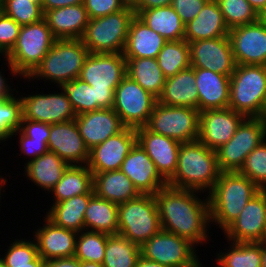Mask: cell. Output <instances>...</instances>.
Wrapping results in <instances>:
<instances>
[{
    "label": "cell",
    "mask_w": 266,
    "mask_h": 267,
    "mask_svg": "<svg viewBox=\"0 0 266 267\" xmlns=\"http://www.w3.org/2000/svg\"><path fill=\"white\" fill-rule=\"evenodd\" d=\"M196 193L199 191L167 185L154 195L162 229L188 239L195 246L208 240L211 223L208 196L200 199Z\"/></svg>",
    "instance_id": "6da1fadb"
},
{
    "label": "cell",
    "mask_w": 266,
    "mask_h": 267,
    "mask_svg": "<svg viewBox=\"0 0 266 267\" xmlns=\"http://www.w3.org/2000/svg\"><path fill=\"white\" fill-rule=\"evenodd\" d=\"M220 173L215 150L209 149L199 140L181 143L176 172L167 185L200 193L210 192Z\"/></svg>",
    "instance_id": "7a4b0ae2"
},
{
    "label": "cell",
    "mask_w": 266,
    "mask_h": 267,
    "mask_svg": "<svg viewBox=\"0 0 266 267\" xmlns=\"http://www.w3.org/2000/svg\"><path fill=\"white\" fill-rule=\"evenodd\" d=\"M260 190L239 171H222L212 190L207 192L211 222L224 231Z\"/></svg>",
    "instance_id": "3957f363"
},
{
    "label": "cell",
    "mask_w": 266,
    "mask_h": 267,
    "mask_svg": "<svg viewBox=\"0 0 266 267\" xmlns=\"http://www.w3.org/2000/svg\"><path fill=\"white\" fill-rule=\"evenodd\" d=\"M228 108L246 118H266V66L236 65Z\"/></svg>",
    "instance_id": "277c9868"
},
{
    "label": "cell",
    "mask_w": 266,
    "mask_h": 267,
    "mask_svg": "<svg viewBox=\"0 0 266 267\" xmlns=\"http://www.w3.org/2000/svg\"><path fill=\"white\" fill-rule=\"evenodd\" d=\"M56 40L44 18L21 26L14 47L4 56L11 74L26 80L41 64Z\"/></svg>",
    "instance_id": "5b68a950"
},
{
    "label": "cell",
    "mask_w": 266,
    "mask_h": 267,
    "mask_svg": "<svg viewBox=\"0 0 266 267\" xmlns=\"http://www.w3.org/2000/svg\"><path fill=\"white\" fill-rule=\"evenodd\" d=\"M90 52L81 39H57L41 64L27 78L46 79L62 87L79 78L83 64ZM39 77V78H38Z\"/></svg>",
    "instance_id": "8992f818"
},
{
    "label": "cell",
    "mask_w": 266,
    "mask_h": 267,
    "mask_svg": "<svg viewBox=\"0 0 266 267\" xmlns=\"http://www.w3.org/2000/svg\"><path fill=\"white\" fill-rule=\"evenodd\" d=\"M134 16L133 7L127 5L116 13L89 19L81 40L90 53H123Z\"/></svg>",
    "instance_id": "52a82bcc"
},
{
    "label": "cell",
    "mask_w": 266,
    "mask_h": 267,
    "mask_svg": "<svg viewBox=\"0 0 266 267\" xmlns=\"http://www.w3.org/2000/svg\"><path fill=\"white\" fill-rule=\"evenodd\" d=\"M162 229L154 195L140 194L118 205V234L142 246Z\"/></svg>",
    "instance_id": "ba28073f"
},
{
    "label": "cell",
    "mask_w": 266,
    "mask_h": 267,
    "mask_svg": "<svg viewBox=\"0 0 266 267\" xmlns=\"http://www.w3.org/2000/svg\"><path fill=\"white\" fill-rule=\"evenodd\" d=\"M200 111L185 106H166L156 102L145 127L180 143L199 138Z\"/></svg>",
    "instance_id": "9c48e42d"
},
{
    "label": "cell",
    "mask_w": 266,
    "mask_h": 267,
    "mask_svg": "<svg viewBox=\"0 0 266 267\" xmlns=\"http://www.w3.org/2000/svg\"><path fill=\"white\" fill-rule=\"evenodd\" d=\"M266 138V118H246L234 136L216 151L219 170L239 171L248 154Z\"/></svg>",
    "instance_id": "30bf717a"
},
{
    "label": "cell",
    "mask_w": 266,
    "mask_h": 267,
    "mask_svg": "<svg viewBox=\"0 0 266 267\" xmlns=\"http://www.w3.org/2000/svg\"><path fill=\"white\" fill-rule=\"evenodd\" d=\"M157 98L126 75L114 92L113 110L126 127L137 129L147 124Z\"/></svg>",
    "instance_id": "8fae6325"
},
{
    "label": "cell",
    "mask_w": 266,
    "mask_h": 267,
    "mask_svg": "<svg viewBox=\"0 0 266 267\" xmlns=\"http://www.w3.org/2000/svg\"><path fill=\"white\" fill-rule=\"evenodd\" d=\"M188 239L161 229L140 247L144 258L168 267H195L200 261Z\"/></svg>",
    "instance_id": "7c38bea8"
},
{
    "label": "cell",
    "mask_w": 266,
    "mask_h": 267,
    "mask_svg": "<svg viewBox=\"0 0 266 267\" xmlns=\"http://www.w3.org/2000/svg\"><path fill=\"white\" fill-rule=\"evenodd\" d=\"M126 75L123 53H90L79 79L91 85L94 90H115Z\"/></svg>",
    "instance_id": "4fadbf2b"
},
{
    "label": "cell",
    "mask_w": 266,
    "mask_h": 267,
    "mask_svg": "<svg viewBox=\"0 0 266 267\" xmlns=\"http://www.w3.org/2000/svg\"><path fill=\"white\" fill-rule=\"evenodd\" d=\"M190 63L193 68L211 70L231 76L236 68L229 36L189 42Z\"/></svg>",
    "instance_id": "5bb4252c"
},
{
    "label": "cell",
    "mask_w": 266,
    "mask_h": 267,
    "mask_svg": "<svg viewBox=\"0 0 266 267\" xmlns=\"http://www.w3.org/2000/svg\"><path fill=\"white\" fill-rule=\"evenodd\" d=\"M61 93L32 94L22 99L23 118L46 124L73 121L76 113L63 88Z\"/></svg>",
    "instance_id": "9a60e30c"
},
{
    "label": "cell",
    "mask_w": 266,
    "mask_h": 267,
    "mask_svg": "<svg viewBox=\"0 0 266 267\" xmlns=\"http://www.w3.org/2000/svg\"><path fill=\"white\" fill-rule=\"evenodd\" d=\"M266 190H260L245 205L238 218L223 232L228 242H265Z\"/></svg>",
    "instance_id": "2e32d148"
},
{
    "label": "cell",
    "mask_w": 266,
    "mask_h": 267,
    "mask_svg": "<svg viewBox=\"0 0 266 267\" xmlns=\"http://www.w3.org/2000/svg\"><path fill=\"white\" fill-rule=\"evenodd\" d=\"M236 65L266 66V25L260 20L229 31Z\"/></svg>",
    "instance_id": "e0dca14e"
},
{
    "label": "cell",
    "mask_w": 266,
    "mask_h": 267,
    "mask_svg": "<svg viewBox=\"0 0 266 267\" xmlns=\"http://www.w3.org/2000/svg\"><path fill=\"white\" fill-rule=\"evenodd\" d=\"M245 119L231 108L201 111L198 140L209 149L217 150L234 136Z\"/></svg>",
    "instance_id": "ac0fdd59"
},
{
    "label": "cell",
    "mask_w": 266,
    "mask_h": 267,
    "mask_svg": "<svg viewBox=\"0 0 266 267\" xmlns=\"http://www.w3.org/2000/svg\"><path fill=\"white\" fill-rule=\"evenodd\" d=\"M136 143V130L126 127L120 133L109 137L91 149L87 165L93 175L106 171L120 170L125 157Z\"/></svg>",
    "instance_id": "d6986e66"
},
{
    "label": "cell",
    "mask_w": 266,
    "mask_h": 267,
    "mask_svg": "<svg viewBox=\"0 0 266 267\" xmlns=\"http://www.w3.org/2000/svg\"><path fill=\"white\" fill-rule=\"evenodd\" d=\"M48 151L57 154L68 165H87L90 151L73 121L50 125Z\"/></svg>",
    "instance_id": "ffe728a7"
},
{
    "label": "cell",
    "mask_w": 266,
    "mask_h": 267,
    "mask_svg": "<svg viewBox=\"0 0 266 267\" xmlns=\"http://www.w3.org/2000/svg\"><path fill=\"white\" fill-rule=\"evenodd\" d=\"M136 130L137 142L154 162L160 176L168 182L175 174L181 143L148 130L145 126Z\"/></svg>",
    "instance_id": "44dd1931"
},
{
    "label": "cell",
    "mask_w": 266,
    "mask_h": 267,
    "mask_svg": "<svg viewBox=\"0 0 266 267\" xmlns=\"http://www.w3.org/2000/svg\"><path fill=\"white\" fill-rule=\"evenodd\" d=\"M74 120L89 151L126 128L113 108L85 112Z\"/></svg>",
    "instance_id": "7402d4cb"
},
{
    "label": "cell",
    "mask_w": 266,
    "mask_h": 267,
    "mask_svg": "<svg viewBox=\"0 0 266 267\" xmlns=\"http://www.w3.org/2000/svg\"><path fill=\"white\" fill-rule=\"evenodd\" d=\"M120 170L129 177L140 194L155 195L167 186L154 162L138 142L125 157Z\"/></svg>",
    "instance_id": "603a6c76"
},
{
    "label": "cell",
    "mask_w": 266,
    "mask_h": 267,
    "mask_svg": "<svg viewBox=\"0 0 266 267\" xmlns=\"http://www.w3.org/2000/svg\"><path fill=\"white\" fill-rule=\"evenodd\" d=\"M34 233L39 256L43 260L73 257L78 232L55 225L47 217Z\"/></svg>",
    "instance_id": "cb8c5ba5"
},
{
    "label": "cell",
    "mask_w": 266,
    "mask_h": 267,
    "mask_svg": "<svg viewBox=\"0 0 266 267\" xmlns=\"http://www.w3.org/2000/svg\"><path fill=\"white\" fill-rule=\"evenodd\" d=\"M198 92V110L228 108L230 101V76L211 70L195 68Z\"/></svg>",
    "instance_id": "d4e9b609"
},
{
    "label": "cell",
    "mask_w": 266,
    "mask_h": 267,
    "mask_svg": "<svg viewBox=\"0 0 266 267\" xmlns=\"http://www.w3.org/2000/svg\"><path fill=\"white\" fill-rule=\"evenodd\" d=\"M44 19L56 39H81L90 18L78 4L45 11Z\"/></svg>",
    "instance_id": "484cf974"
},
{
    "label": "cell",
    "mask_w": 266,
    "mask_h": 267,
    "mask_svg": "<svg viewBox=\"0 0 266 267\" xmlns=\"http://www.w3.org/2000/svg\"><path fill=\"white\" fill-rule=\"evenodd\" d=\"M229 31L218 2L208 0L198 15L185 24L184 40L189 43L224 37L229 36Z\"/></svg>",
    "instance_id": "4316f807"
},
{
    "label": "cell",
    "mask_w": 266,
    "mask_h": 267,
    "mask_svg": "<svg viewBox=\"0 0 266 267\" xmlns=\"http://www.w3.org/2000/svg\"><path fill=\"white\" fill-rule=\"evenodd\" d=\"M195 81V68L192 66L166 78L157 102L166 106H185L198 110V92Z\"/></svg>",
    "instance_id": "83f0119b"
},
{
    "label": "cell",
    "mask_w": 266,
    "mask_h": 267,
    "mask_svg": "<svg viewBox=\"0 0 266 267\" xmlns=\"http://www.w3.org/2000/svg\"><path fill=\"white\" fill-rule=\"evenodd\" d=\"M167 40L150 29L136 14L131 20L123 55L125 58H157Z\"/></svg>",
    "instance_id": "f1b7e54d"
},
{
    "label": "cell",
    "mask_w": 266,
    "mask_h": 267,
    "mask_svg": "<svg viewBox=\"0 0 266 267\" xmlns=\"http://www.w3.org/2000/svg\"><path fill=\"white\" fill-rule=\"evenodd\" d=\"M93 191L96 196L117 205L137 198L140 195L129 177L121 170L94 174Z\"/></svg>",
    "instance_id": "f546056e"
},
{
    "label": "cell",
    "mask_w": 266,
    "mask_h": 267,
    "mask_svg": "<svg viewBox=\"0 0 266 267\" xmlns=\"http://www.w3.org/2000/svg\"><path fill=\"white\" fill-rule=\"evenodd\" d=\"M145 24L167 41L184 40L185 24L171 6L134 9Z\"/></svg>",
    "instance_id": "4dcf8cb0"
},
{
    "label": "cell",
    "mask_w": 266,
    "mask_h": 267,
    "mask_svg": "<svg viewBox=\"0 0 266 267\" xmlns=\"http://www.w3.org/2000/svg\"><path fill=\"white\" fill-rule=\"evenodd\" d=\"M93 195L94 191L92 190L90 193L53 203L50 210L48 209L46 212V217L57 226L79 233L85 230L84 213Z\"/></svg>",
    "instance_id": "1f68e13d"
},
{
    "label": "cell",
    "mask_w": 266,
    "mask_h": 267,
    "mask_svg": "<svg viewBox=\"0 0 266 267\" xmlns=\"http://www.w3.org/2000/svg\"><path fill=\"white\" fill-rule=\"evenodd\" d=\"M26 165V166H25ZM24 165L27 179L44 190L51 192L69 166L53 152H47Z\"/></svg>",
    "instance_id": "d6a6232c"
},
{
    "label": "cell",
    "mask_w": 266,
    "mask_h": 267,
    "mask_svg": "<svg viewBox=\"0 0 266 267\" xmlns=\"http://www.w3.org/2000/svg\"><path fill=\"white\" fill-rule=\"evenodd\" d=\"M84 225L86 230L118 234V205L94 194L84 213Z\"/></svg>",
    "instance_id": "836d02e7"
},
{
    "label": "cell",
    "mask_w": 266,
    "mask_h": 267,
    "mask_svg": "<svg viewBox=\"0 0 266 267\" xmlns=\"http://www.w3.org/2000/svg\"><path fill=\"white\" fill-rule=\"evenodd\" d=\"M126 74L157 99L161 95L165 77L156 58H125Z\"/></svg>",
    "instance_id": "e575fe53"
},
{
    "label": "cell",
    "mask_w": 266,
    "mask_h": 267,
    "mask_svg": "<svg viewBox=\"0 0 266 267\" xmlns=\"http://www.w3.org/2000/svg\"><path fill=\"white\" fill-rule=\"evenodd\" d=\"M93 190V173L88 165H69L59 182L51 190L54 203L87 194Z\"/></svg>",
    "instance_id": "d590c367"
},
{
    "label": "cell",
    "mask_w": 266,
    "mask_h": 267,
    "mask_svg": "<svg viewBox=\"0 0 266 267\" xmlns=\"http://www.w3.org/2000/svg\"><path fill=\"white\" fill-rule=\"evenodd\" d=\"M216 257L218 267H262V242H231Z\"/></svg>",
    "instance_id": "8d00e7d4"
},
{
    "label": "cell",
    "mask_w": 266,
    "mask_h": 267,
    "mask_svg": "<svg viewBox=\"0 0 266 267\" xmlns=\"http://www.w3.org/2000/svg\"><path fill=\"white\" fill-rule=\"evenodd\" d=\"M140 246L121 234L107 236L103 267H135L140 256Z\"/></svg>",
    "instance_id": "74e56055"
},
{
    "label": "cell",
    "mask_w": 266,
    "mask_h": 267,
    "mask_svg": "<svg viewBox=\"0 0 266 267\" xmlns=\"http://www.w3.org/2000/svg\"><path fill=\"white\" fill-rule=\"evenodd\" d=\"M156 59L165 78L174 76L191 66L188 42L167 41Z\"/></svg>",
    "instance_id": "f35d334b"
},
{
    "label": "cell",
    "mask_w": 266,
    "mask_h": 267,
    "mask_svg": "<svg viewBox=\"0 0 266 267\" xmlns=\"http://www.w3.org/2000/svg\"><path fill=\"white\" fill-rule=\"evenodd\" d=\"M85 231V232H84ZM108 234L82 230L76 239L75 257L80 261L103 263Z\"/></svg>",
    "instance_id": "ab89813d"
},
{
    "label": "cell",
    "mask_w": 266,
    "mask_h": 267,
    "mask_svg": "<svg viewBox=\"0 0 266 267\" xmlns=\"http://www.w3.org/2000/svg\"><path fill=\"white\" fill-rule=\"evenodd\" d=\"M23 118L22 99L16 96L0 97V141L11 139L20 129Z\"/></svg>",
    "instance_id": "60d3db41"
},
{
    "label": "cell",
    "mask_w": 266,
    "mask_h": 267,
    "mask_svg": "<svg viewBox=\"0 0 266 267\" xmlns=\"http://www.w3.org/2000/svg\"><path fill=\"white\" fill-rule=\"evenodd\" d=\"M229 29L259 20V14L247 0H216Z\"/></svg>",
    "instance_id": "b9f144b4"
},
{
    "label": "cell",
    "mask_w": 266,
    "mask_h": 267,
    "mask_svg": "<svg viewBox=\"0 0 266 267\" xmlns=\"http://www.w3.org/2000/svg\"><path fill=\"white\" fill-rule=\"evenodd\" d=\"M61 88L66 92L76 115L99 109L95 100L94 88L81 79L76 78Z\"/></svg>",
    "instance_id": "7bdbcfd3"
},
{
    "label": "cell",
    "mask_w": 266,
    "mask_h": 267,
    "mask_svg": "<svg viewBox=\"0 0 266 267\" xmlns=\"http://www.w3.org/2000/svg\"><path fill=\"white\" fill-rule=\"evenodd\" d=\"M2 11L20 26L38 22L44 18L41 2L30 0H1Z\"/></svg>",
    "instance_id": "ee69618b"
},
{
    "label": "cell",
    "mask_w": 266,
    "mask_h": 267,
    "mask_svg": "<svg viewBox=\"0 0 266 267\" xmlns=\"http://www.w3.org/2000/svg\"><path fill=\"white\" fill-rule=\"evenodd\" d=\"M239 172L266 190V140L248 154Z\"/></svg>",
    "instance_id": "f6af8a7d"
},
{
    "label": "cell",
    "mask_w": 266,
    "mask_h": 267,
    "mask_svg": "<svg viewBox=\"0 0 266 267\" xmlns=\"http://www.w3.org/2000/svg\"><path fill=\"white\" fill-rule=\"evenodd\" d=\"M8 248L1 257L7 267L31 266V262L39 256L35 240L17 239Z\"/></svg>",
    "instance_id": "bcb514c9"
},
{
    "label": "cell",
    "mask_w": 266,
    "mask_h": 267,
    "mask_svg": "<svg viewBox=\"0 0 266 267\" xmlns=\"http://www.w3.org/2000/svg\"><path fill=\"white\" fill-rule=\"evenodd\" d=\"M21 26L3 11L0 13V54L7 55L14 47Z\"/></svg>",
    "instance_id": "7dc6e473"
},
{
    "label": "cell",
    "mask_w": 266,
    "mask_h": 267,
    "mask_svg": "<svg viewBox=\"0 0 266 267\" xmlns=\"http://www.w3.org/2000/svg\"><path fill=\"white\" fill-rule=\"evenodd\" d=\"M126 6L123 0H84V7L90 19L116 13Z\"/></svg>",
    "instance_id": "c3c4849f"
},
{
    "label": "cell",
    "mask_w": 266,
    "mask_h": 267,
    "mask_svg": "<svg viewBox=\"0 0 266 267\" xmlns=\"http://www.w3.org/2000/svg\"><path fill=\"white\" fill-rule=\"evenodd\" d=\"M208 0H172L171 7L180 16L184 24L192 21Z\"/></svg>",
    "instance_id": "681fc988"
},
{
    "label": "cell",
    "mask_w": 266,
    "mask_h": 267,
    "mask_svg": "<svg viewBox=\"0 0 266 267\" xmlns=\"http://www.w3.org/2000/svg\"><path fill=\"white\" fill-rule=\"evenodd\" d=\"M20 135L19 147L23 154L30 157L29 161L35 160L37 157L48 152L47 141H37L26 136L20 129L16 130L12 135ZM33 157V158H32Z\"/></svg>",
    "instance_id": "f907efd6"
},
{
    "label": "cell",
    "mask_w": 266,
    "mask_h": 267,
    "mask_svg": "<svg viewBox=\"0 0 266 267\" xmlns=\"http://www.w3.org/2000/svg\"><path fill=\"white\" fill-rule=\"evenodd\" d=\"M20 130L29 138L37 141H48L50 124L29 119H22Z\"/></svg>",
    "instance_id": "816d5d0a"
},
{
    "label": "cell",
    "mask_w": 266,
    "mask_h": 267,
    "mask_svg": "<svg viewBox=\"0 0 266 267\" xmlns=\"http://www.w3.org/2000/svg\"><path fill=\"white\" fill-rule=\"evenodd\" d=\"M115 90H94L95 100L97 101V107L112 108L114 102Z\"/></svg>",
    "instance_id": "f5cc1de1"
},
{
    "label": "cell",
    "mask_w": 266,
    "mask_h": 267,
    "mask_svg": "<svg viewBox=\"0 0 266 267\" xmlns=\"http://www.w3.org/2000/svg\"><path fill=\"white\" fill-rule=\"evenodd\" d=\"M44 267H80V260L75 256L44 260Z\"/></svg>",
    "instance_id": "db71d44e"
},
{
    "label": "cell",
    "mask_w": 266,
    "mask_h": 267,
    "mask_svg": "<svg viewBox=\"0 0 266 267\" xmlns=\"http://www.w3.org/2000/svg\"><path fill=\"white\" fill-rule=\"evenodd\" d=\"M84 4V0H42L41 5L43 12L61 7Z\"/></svg>",
    "instance_id": "11a10c76"
},
{
    "label": "cell",
    "mask_w": 266,
    "mask_h": 267,
    "mask_svg": "<svg viewBox=\"0 0 266 267\" xmlns=\"http://www.w3.org/2000/svg\"><path fill=\"white\" fill-rule=\"evenodd\" d=\"M172 0H138L133 9H150L155 7H166L171 5Z\"/></svg>",
    "instance_id": "9f6ffc18"
},
{
    "label": "cell",
    "mask_w": 266,
    "mask_h": 267,
    "mask_svg": "<svg viewBox=\"0 0 266 267\" xmlns=\"http://www.w3.org/2000/svg\"><path fill=\"white\" fill-rule=\"evenodd\" d=\"M1 73L2 72L0 71V97H11L14 95L12 93V88L7 84L4 75Z\"/></svg>",
    "instance_id": "6f0895ef"
},
{
    "label": "cell",
    "mask_w": 266,
    "mask_h": 267,
    "mask_svg": "<svg viewBox=\"0 0 266 267\" xmlns=\"http://www.w3.org/2000/svg\"><path fill=\"white\" fill-rule=\"evenodd\" d=\"M135 267H168V266L162 265L155 261L148 260L140 255L138 257Z\"/></svg>",
    "instance_id": "680465c9"
},
{
    "label": "cell",
    "mask_w": 266,
    "mask_h": 267,
    "mask_svg": "<svg viewBox=\"0 0 266 267\" xmlns=\"http://www.w3.org/2000/svg\"><path fill=\"white\" fill-rule=\"evenodd\" d=\"M259 14L266 7V0H247Z\"/></svg>",
    "instance_id": "91938a15"
},
{
    "label": "cell",
    "mask_w": 266,
    "mask_h": 267,
    "mask_svg": "<svg viewBox=\"0 0 266 267\" xmlns=\"http://www.w3.org/2000/svg\"><path fill=\"white\" fill-rule=\"evenodd\" d=\"M23 267H44V260L40 256H38L33 262H31V266Z\"/></svg>",
    "instance_id": "94428289"
},
{
    "label": "cell",
    "mask_w": 266,
    "mask_h": 267,
    "mask_svg": "<svg viewBox=\"0 0 266 267\" xmlns=\"http://www.w3.org/2000/svg\"><path fill=\"white\" fill-rule=\"evenodd\" d=\"M80 267H103V265L96 262L80 261Z\"/></svg>",
    "instance_id": "6125c7cd"
},
{
    "label": "cell",
    "mask_w": 266,
    "mask_h": 267,
    "mask_svg": "<svg viewBox=\"0 0 266 267\" xmlns=\"http://www.w3.org/2000/svg\"><path fill=\"white\" fill-rule=\"evenodd\" d=\"M262 267H266V241L262 242Z\"/></svg>",
    "instance_id": "be15d7a7"
},
{
    "label": "cell",
    "mask_w": 266,
    "mask_h": 267,
    "mask_svg": "<svg viewBox=\"0 0 266 267\" xmlns=\"http://www.w3.org/2000/svg\"><path fill=\"white\" fill-rule=\"evenodd\" d=\"M259 20L266 25V7L259 13Z\"/></svg>",
    "instance_id": "e7e4bbea"
},
{
    "label": "cell",
    "mask_w": 266,
    "mask_h": 267,
    "mask_svg": "<svg viewBox=\"0 0 266 267\" xmlns=\"http://www.w3.org/2000/svg\"><path fill=\"white\" fill-rule=\"evenodd\" d=\"M127 5L133 6L138 0H123Z\"/></svg>",
    "instance_id": "03108f58"
},
{
    "label": "cell",
    "mask_w": 266,
    "mask_h": 267,
    "mask_svg": "<svg viewBox=\"0 0 266 267\" xmlns=\"http://www.w3.org/2000/svg\"><path fill=\"white\" fill-rule=\"evenodd\" d=\"M6 179H4V178H1V176H0V191H1V188L3 187V185H5L6 184ZM3 184V185H2ZM0 195H1V192H0ZM1 197V196H0Z\"/></svg>",
    "instance_id": "003e7915"
},
{
    "label": "cell",
    "mask_w": 266,
    "mask_h": 267,
    "mask_svg": "<svg viewBox=\"0 0 266 267\" xmlns=\"http://www.w3.org/2000/svg\"><path fill=\"white\" fill-rule=\"evenodd\" d=\"M0 267H7L4 261L0 258Z\"/></svg>",
    "instance_id": "a7ac6f4b"
},
{
    "label": "cell",
    "mask_w": 266,
    "mask_h": 267,
    "mask_svg": "<svg viewBox=\"0 0 266 267\" xmlns=\"http://www.w3.org/2000/svg\"><path fill=\"white\" fill-rule=\"evenodd\" d=\"M2 12V1L0 0V13Z\"/></svg>",
    "instance_id": "89a4df30"
},
{
    "label": "cell",
    "mask_w": 266,
    "mask_h": 267,
    "mask_svg": "<svg viewBox=\"0 0 266 267\" xmlns=\"http://www.w3.org/2000/svg\"><path fill=\"white\" fill-rule=\"evenodd\" d=\"M195 267H203V266L202 263L199 262Z\"/></svg>",
    "instance_id": "2644e50d"
},
{
    "label": "cell",
    "mask_w": 266,
    "mask_h": 267,
    "mask_svg": "<svg viewBox=\"0 0 266 267\" xmlns=\"http://www.w3.org/2000/svg\"><path fill=\"white\" fill-rule=\"evenodd\" d=\"M30 1L41 2L42 0H30Z\"/></svg>",
    "instance_id": "8c879c8a"
}]
</instances>
